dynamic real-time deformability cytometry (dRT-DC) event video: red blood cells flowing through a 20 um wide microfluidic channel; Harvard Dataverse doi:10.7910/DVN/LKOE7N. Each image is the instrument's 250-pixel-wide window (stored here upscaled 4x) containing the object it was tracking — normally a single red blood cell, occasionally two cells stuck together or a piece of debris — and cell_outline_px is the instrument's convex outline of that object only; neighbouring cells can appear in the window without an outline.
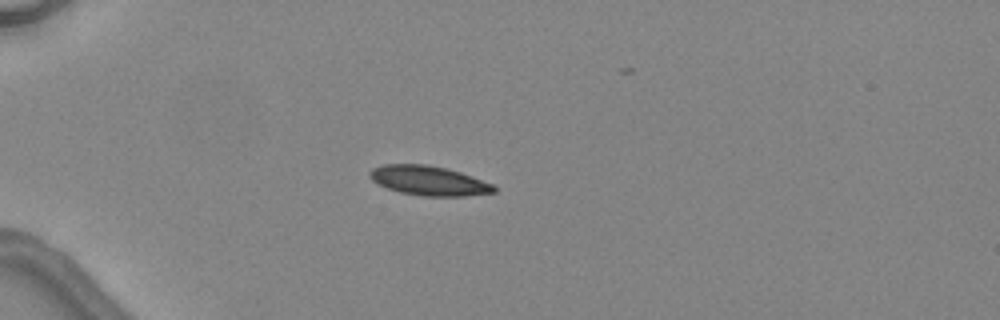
{"species": "common noctule bat (a hibernating species)", "species_latin": "Nyctalus noctula", "temperature_condition": "warm", "stored_images_in_passage": 2, "camera_frame_rate_fps": 3000, "um_per_image_px": 0.085, "animal": {"sex": "female", "body_mass_g": 24.6, "forearm_length_mm": 56.2}, "frame": {"image": 1, "passage_image": 2, "time_ms": 1.0, "image_size_px": [1000, 320], "cell_outline_px": [[496, 192], [464, 196], [420, 196], [400, 192], [376, 184], [368, 176], [368, 172], [372, 168], [384, 164], [428, 164], [448, 168], [472, 176], [492, 184], [496, 188]], "centroid_in_image_um": [36.41, 15.35], "position_along_channel_um": 48.6, "area_um2": 21.56}}